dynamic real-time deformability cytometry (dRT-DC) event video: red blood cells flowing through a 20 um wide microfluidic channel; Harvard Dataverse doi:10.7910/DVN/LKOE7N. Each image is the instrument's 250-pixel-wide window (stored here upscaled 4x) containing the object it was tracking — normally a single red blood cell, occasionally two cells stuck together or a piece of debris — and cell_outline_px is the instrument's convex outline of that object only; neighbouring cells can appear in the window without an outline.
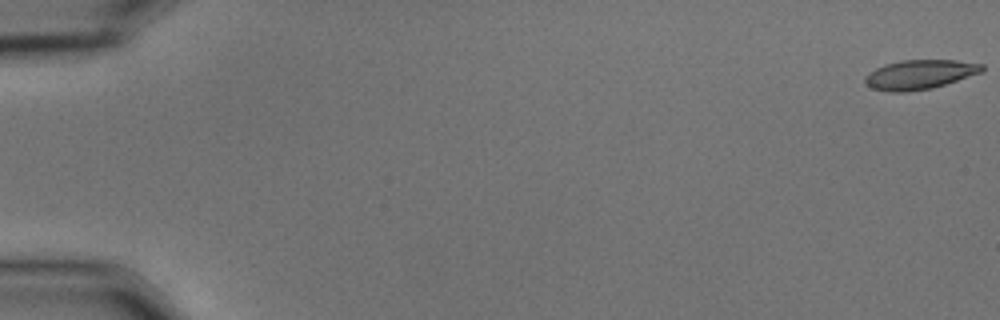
{"species": "common noctule bat (a hibernating species)", "species_latin": "Nyctalus noctula", "temperature_condition": "cold", "stored_images_in_passage": 57, "camera_frame_rate_fps": 3000, "um_per_image_px": 0.085, "animal": {"sex": "male", "body_mass_g": 15.6}, "frame": {"image": 1, "passage_image": 1, "time_ms": 0.0, "image_size_px": [1000, 320], "cell_outline_px": [[984, 68], [980, 72], [932, 88], [908, 92], [888, 92], [872, 88], [864, 80], [864, 76], [868, 72], [884, 64], [900, 60], [956, 60], [984, 64]], "centroid_in_image_um": [78.12, 6.33], "position_along_channel_um": 6.9, "area_um2": 19.94}}
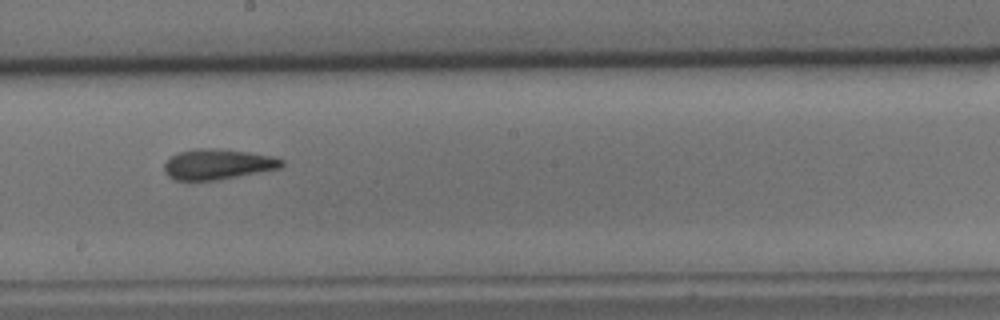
{"frame": {"image": 2, "passage_image": 33, "time_ms": 10.667, "image_size_px": [1000, 320], "cell_outline_px": [[284, 164], [280, 168], [216, 180], [176, 180], [168, 176], [164, 172], [164, 164], [172, 156], [180, 152], [196, 148], [212, 148], [248, 152], [276, 156], [284, 160]], "centroid_in_image_um": [18.53, 13.95], "position_along_channel_um": 229.7, "area_um2": 20.69}}
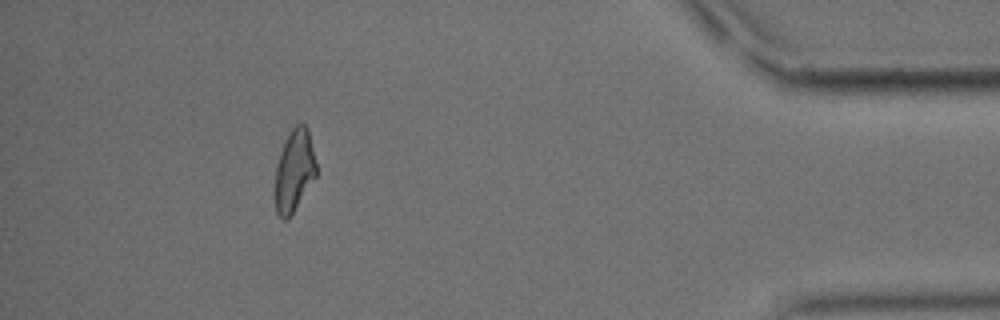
{"frame": {"image": 3, "passage_image": 52, "time_ms": 17.0, "image_size_px": [1000, 320], "cell_outline_px": [[316, 176], [288, 220], [284, 220], [276, 212], [272, 192], [276, 164], [280, 152], [292, 128], [296, 124], [304, 124], [308, 128], [316, 164]], "centroid_in_image_um": [24.96, 14.56], "position_along_channel_um": 410.2, "area_um2": 20.0}, "authors_computed_cell_mechanics": {"area_um2": 20.519, "velocity_mm_per_s": 3.6076, "shape_relaxation_time_tau1_ms": null, "shape_relaxation_time_tau2_ms": 2.8357, "deformation_change_tau1": null, "deformation_change_tau2": 0.1052}}